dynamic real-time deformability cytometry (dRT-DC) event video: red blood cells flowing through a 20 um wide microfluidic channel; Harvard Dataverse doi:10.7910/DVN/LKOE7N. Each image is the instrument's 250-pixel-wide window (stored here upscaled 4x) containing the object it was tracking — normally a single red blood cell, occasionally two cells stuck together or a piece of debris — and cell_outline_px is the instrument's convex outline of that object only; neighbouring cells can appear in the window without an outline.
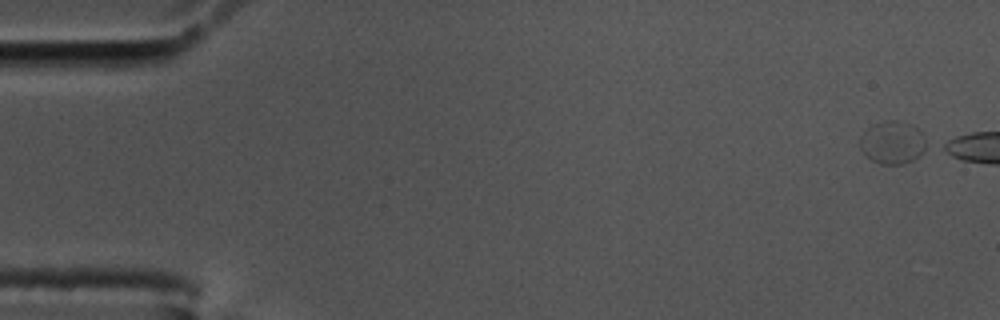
{"species": "common noctule bat (a hibernating species)", "species_latin": "Nyctalus noctula", "temperature_condition": "cold", "stored_images_in_passage": 20, "segment_of_instrument_passage": [1, 2], "camera_frame_rate_fps": 3000, "um_per_image_px": 0.085, "animal": {"sex": "male", "body_mass_g": 17.5, "forearm_length_mm": 52.3}, "frame": {"image": 1, "passage_image": 1, "time_ms": 0.0, "image_size_px": [1000, 320], "cell_outline_px": [[932, 148], [912, 160], [904, 164], [880, 164], [864, 156], [860, 148], [860, 136], [872, 124], [884, 120], [900, 120], [912, 124], [932, 144]], "centroid_in_image_um": [75.93, 12.11], "position_along_channel_um": 9.1, "area_um2": 17.28}}
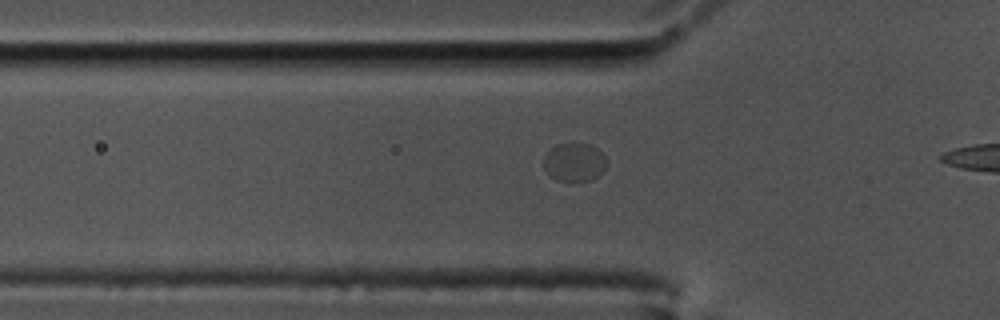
{"frame": {"image": 2, "passage_image": 18, "time_ms": 5.667, "image_size_px": [1000, 320], "cell_outline_px": [[608, 164], [600, 176], [592, 180], [580, 184], [572, 184], [556, 180], [544, 168], [544, 156], [556, 144], [572, 140], [592, 144], [608, 160]], "centroid_in_image_um": [48.87, 13.8], "position_along_channel_um": 76.9, "area_um2": 15.14}}